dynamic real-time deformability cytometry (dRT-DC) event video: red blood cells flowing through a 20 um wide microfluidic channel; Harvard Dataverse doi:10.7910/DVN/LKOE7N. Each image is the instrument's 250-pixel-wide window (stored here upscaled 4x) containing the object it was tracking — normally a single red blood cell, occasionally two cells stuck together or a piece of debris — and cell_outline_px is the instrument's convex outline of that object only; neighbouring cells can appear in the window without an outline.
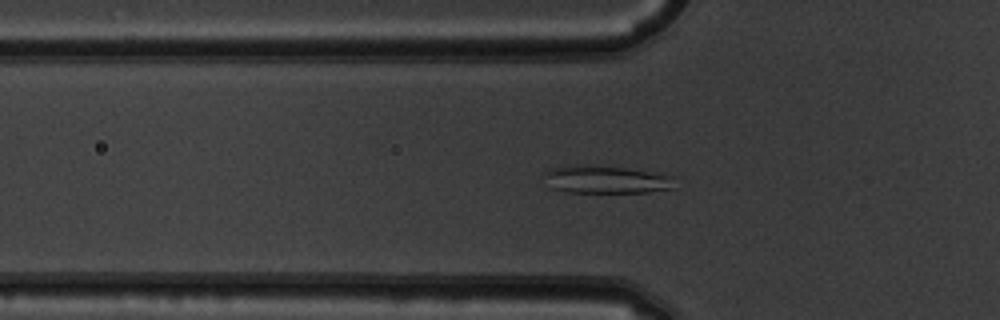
{"species": "common noctule bat (a hibernating species)", "species_latin": "Nyctalus noctula", "temperature_condition": "warm", "stored_images_in_passage": 53, "camera_frame_rate_fps": 3000, "um_per_image_px": 0.085, "animal": {"sex": "male", "body_mass_g": 19.5, "forearm_length_mm": 54.6}, "frame": {"image": 1, "passage_image": 18, "time_ms": 5.667, "image_size_px": [1000, 320], "cell_outline_px": [[680, 176], [672, 188], [648, 192], [564, 192], [552, 188], [540, 176], [544, 172], [552, 168], [568, 164], [588, 164], [624, 168]], "centroid_in_image_um": [51.5, 15.24], "position_along_channel_um": 74.3, "area_um2": 21.73}}
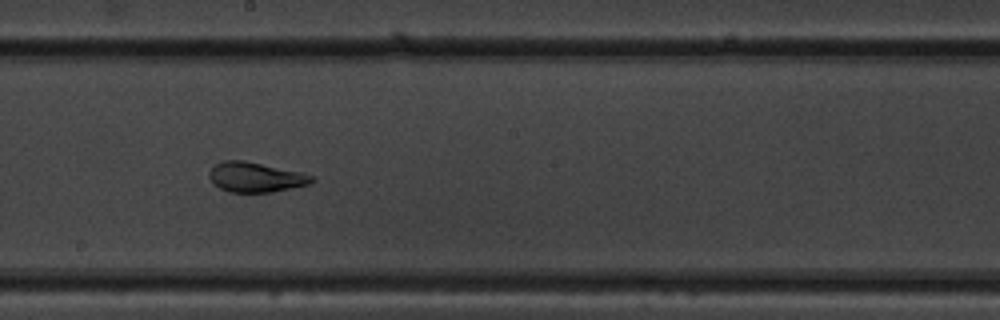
{"frame": {"image": 2, "passage_image": 30, "time_ms": 9.667, "image_size_px": [1000, 320], "cell_outline_px": [[316, 180], [308, 184], [292, 188], [272, 192], [228, 192], [212, 184], [208, 176], [208, 172], [216, 164], [224, 160], [244, 160], [300, 172], [312, 176]], "centroid_in_image_um": [21.68, 15.06], "position_along_channel_um": 226.5, "area_um2": 17.86}}
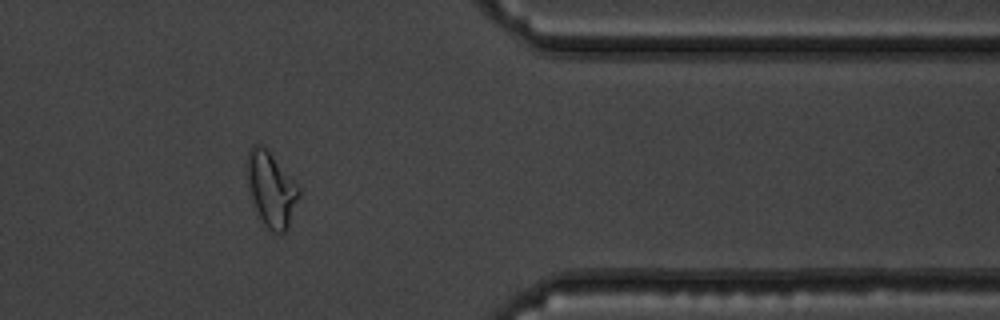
{"frame": {"image": 3, "passage_image": 44, "time_ms": 14.333, "image_size_px": [1000, 320], "cell_outline_px": [[300, 196], [288, 228], [284, 232], [272, 232], [264, 224], [256, 208], [248, 184], [248, 152], [252, 144], [260, 144], [268, 148], [300, 188]], "centroid_in_image_um": [23.09, 16.05], "position_along_channel_um": 388.3, "area_um2": 22.25}, "authors_computed_cell_mechanics": {"area_um2": 22.4842, "velocity_mm_per_s": 3.7962, "shape_relaxation_time_tau1_ms": 5.6964, "shape_relaxation_time_tau2_ms": 1.4021, "deformation_change_tau1": 0.1895, "deformation_change_tau2": 0.0279}}